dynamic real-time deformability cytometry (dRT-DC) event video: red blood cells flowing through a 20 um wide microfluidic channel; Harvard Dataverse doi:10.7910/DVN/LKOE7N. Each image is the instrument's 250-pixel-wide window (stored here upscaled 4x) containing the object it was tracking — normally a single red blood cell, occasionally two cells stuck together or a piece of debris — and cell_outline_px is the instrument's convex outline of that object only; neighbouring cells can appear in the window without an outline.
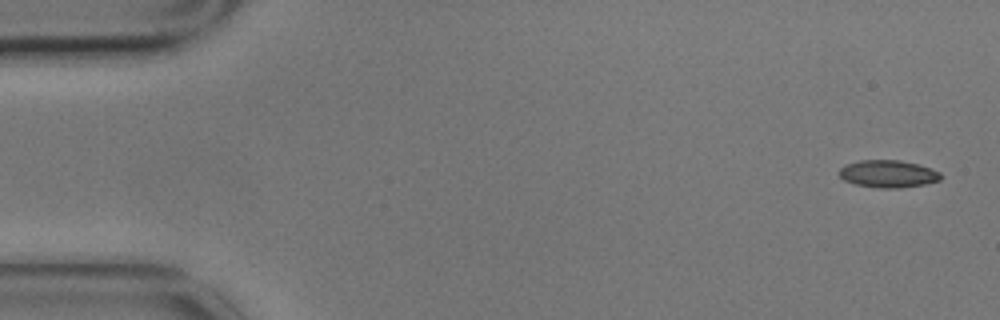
{"species": "common noctule bat (a hibernating species)", "species_latin": "Nyctalus noctula", "temperature_condition": "cold", "stored_images_in_passage": 5, "camera_frame_rate_fps": 3000, "um_per_image_px": 0.085, "animal": {"sex": "male", "body_mass_g": 17.9}, "frame": {"image": 1, "passage_image": 1, "time_ms": 0.0, "image_size_px": [1000, 320], "cell_outline_px": [[940, 180], [924, 184], [900, 188], [880, 188], [856, 184], [844, 180], [840, 176], [840, 168], [844, 164], [860, 160], [900, 160], [916, 164], [940, 172]], "centroid_in_image_um": [75.45, 14.77], "position_along_channel_um": 9.5, "area_um2": 16.01}}
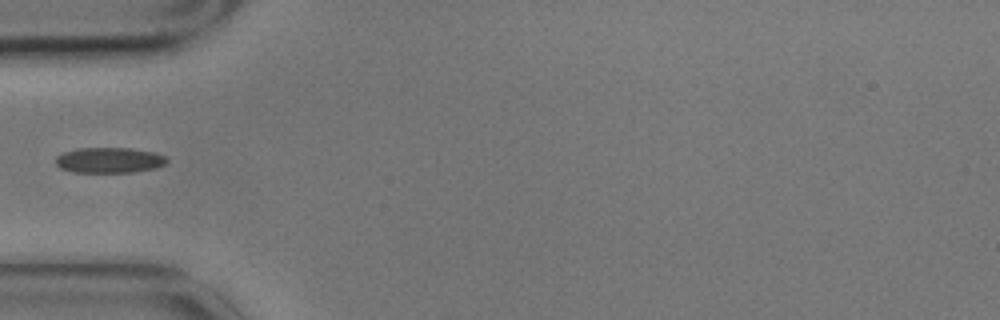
{"frame": {"image": 2, "passage_image": 5, "time_ms": 1.333, "image_size_px": [1000, 320], "cell_outline_px": [[168, 160], [164, 164], [156, 168], [132, 172], [72, 172], [60, 168], [56, 164], [56, 156], [64, 152], [80, 148], [132, 148], [156, 152], [164, 156]], "centroid_in_image_um": [9.29, 13.61], "position_along_channel_um": 75.7, "area_um2": 16.53}}